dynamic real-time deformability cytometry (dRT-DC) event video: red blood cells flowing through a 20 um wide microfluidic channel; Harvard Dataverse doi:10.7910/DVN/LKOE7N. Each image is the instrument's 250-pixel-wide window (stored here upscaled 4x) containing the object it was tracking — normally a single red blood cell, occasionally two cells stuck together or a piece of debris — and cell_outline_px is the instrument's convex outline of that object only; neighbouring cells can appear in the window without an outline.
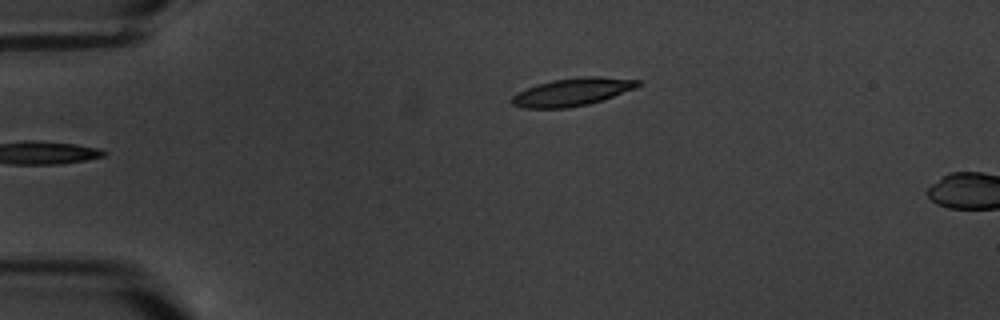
{"species": "common noctule bat (a hibernating species)", "species_latin": "Nyctalus noctula", "temperature_condition": "warm", "stored_images_in_passage": 7, "camera_frame_rate_fps": 3000, "um_per_image_px": 0.085, "animal": {"sex": "male", "body_mass_g": 20.1, "forearm_length_mm": 53.5}, "frame": {"image": 1, "passage_image": 7, "time_ms": 7.667, "image_size_px": [1000, 320], "cell_outline_px": [[644, 84], [636, 88], [588, 104], [568, 108], [524, 108], [512, 104], [512, 96], [536, 84], [552, 80], [580, 76], [600, 76], [640, 80]], "centroid_in_image_um": [48.69, 7.8], "position_along_channel_um": 36.3, "area_um2": 20.35}}